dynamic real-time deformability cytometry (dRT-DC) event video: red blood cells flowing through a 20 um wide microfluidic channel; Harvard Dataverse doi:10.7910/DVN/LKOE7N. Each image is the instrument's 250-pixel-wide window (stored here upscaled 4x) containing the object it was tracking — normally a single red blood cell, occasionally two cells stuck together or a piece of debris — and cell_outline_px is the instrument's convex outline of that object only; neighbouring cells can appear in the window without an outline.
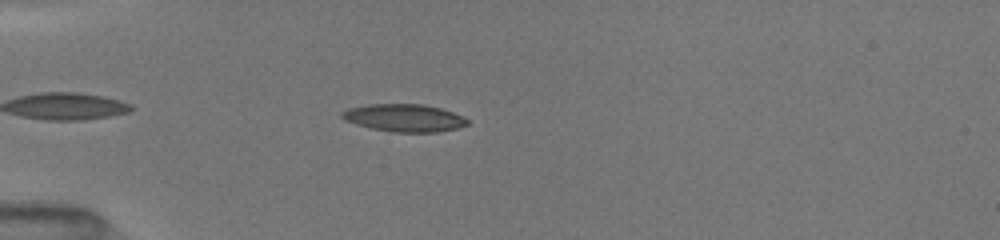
{"species": "common noctule bat (a hibernating species)", "species_latin": "Nyctalus noctula", "temperature_condition": "room temperature", "stored_images_in_passage": 24, "camera_frame_rate_fps": 3000, "um_per_image_px": 0.085, "animal": {"sex": "female", "body_mass_g": 19.5, "forearm_length_mm": 54.1}, "frame": {"image": 1, "passage_image": 4, "time_ms": 1.0, "image_size_px": [1000, 240], "cell_outline_px": [[468, 124], [456, 128], [436, 132], [392, 132], [372, 128], [356, 124], [344, 120], [340, 116], [340, 112], [348, 108], [368, 104], [424, 104], [440, 108], [452, 112], [468, 120]], "centroid_in_image_um": [34.3, 10.01], "position_along_channel_um": 50.7, "area_um2": 20.06}}
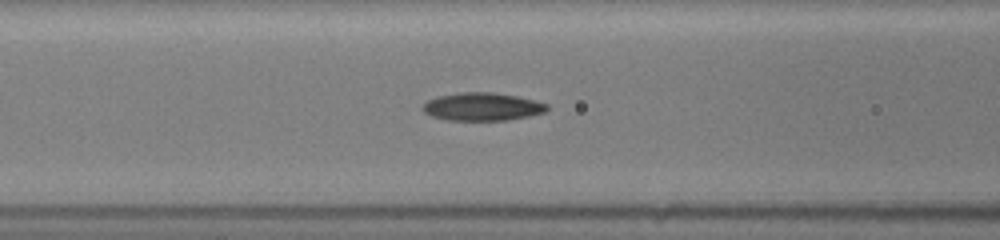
{"frame": {"image": 2, "passage_image": 12, "time_ms": 3.333, "image_size_px": [1000, 240], "cell_outline_px": [[548, 108], [544, 112], [528, 116], [508, 120], [448, 120], [432, 116], [424, 112], [420, 108], [428, 100], [436, 96], [464, 92], [492, 92], [516, 96], [548, 104]], "centroid_in_image_um": [40.96, 9.07], "position_along_channel_um": 125.6, "area_um2": 20.11}}
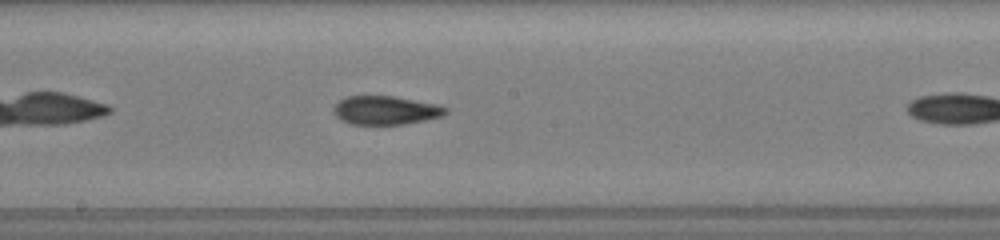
{"frame": {"image": 3, "passage_image": 17, "time_ms": 4.333, "image_size_px": [1000, 240], "cell_outline_px": [[448, 112], [444, 116], [404, 124], [352, 124], [340, 120], [332, 112], [332, 108], [340, 100], [348, 96], [396, 96], [440, 104], [448, 108]], "centroid_in_image_um": [32.81, 9.36], "position_along_channel_um": 215.4, "area_um2": 18.96}}